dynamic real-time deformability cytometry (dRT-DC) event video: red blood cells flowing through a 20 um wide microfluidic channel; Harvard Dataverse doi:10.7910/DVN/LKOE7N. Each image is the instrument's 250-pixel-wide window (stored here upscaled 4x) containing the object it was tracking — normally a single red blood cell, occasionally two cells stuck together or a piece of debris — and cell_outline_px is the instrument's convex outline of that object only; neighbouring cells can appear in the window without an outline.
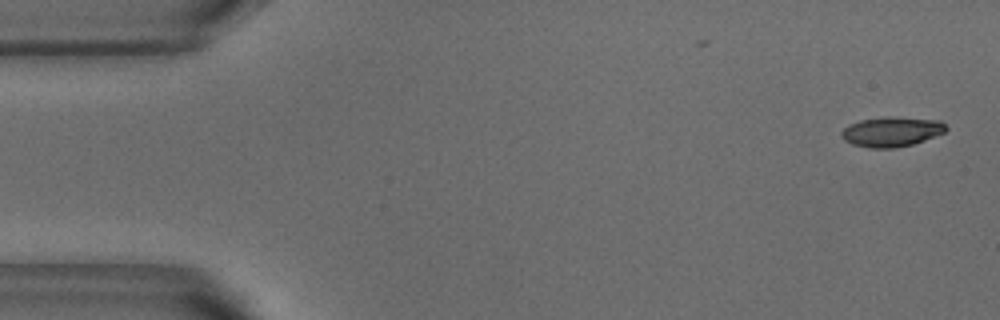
{"species": "common noctule bat (a hibernating species)", "species_latin": "Nyctalus noctula", "temperature_condition": "warm", "stored_images_in_passage": 52, "camera_frame_rate_fps": 3000, "um_per_image_px": 0.085, "animal": {"sex": "male", "body_mass_g": 18.8}, "frame": {"image": 1, "passage_image": 1, "time_ms": 0.0, "image_size_px": [1000, 320], "cell_outline_px": [[948, 128], [944, 132], [924, 140], [912, 144], [892, 148], [868, 148], [852, 144], [844, 140], [840, 136], [840, 132], [848, 124], [860, 120], [884, 116], [892, 116], [940, 120]], "centroid_in_image_um": [75.74, 11.18], "position_along_channel_um": 9.3, "area_um2": 18.32}}
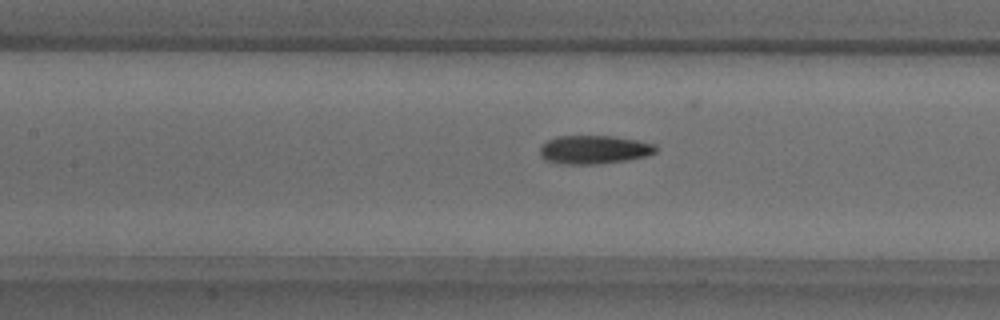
{"frame": {"image": 2, "passage_image": 22, "time_ms": 7.0, "image_size_px": [1000, 320], "cell_outline_px": [[660, 148], [656, 152], [648, 156], [628, 160], [596, 164], [560, 164], [544, 160], [540, 156], [540, 144], [556, 136], [612, 136], [636, 140], [656, 144]], "centroid_in_image_um": [50.5, 12.72], "position_along_channel_um": 156.9, "area_um2": 19.59}}
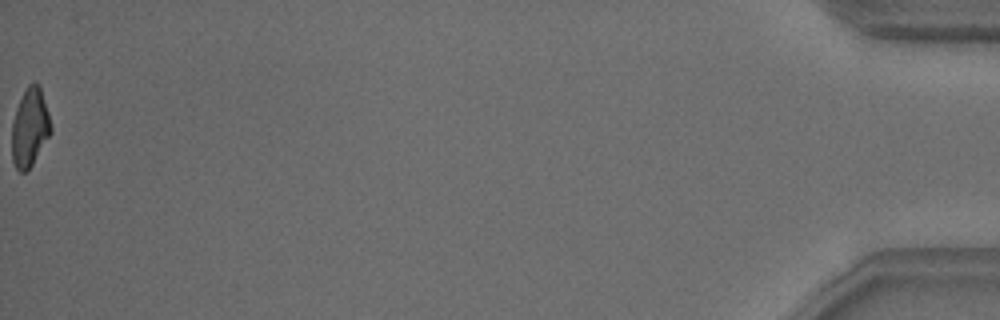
{"frame": {"image": 3, "passage_image": 52, "time_ms": 17.0, "image_size_px": [1000, 320], "cell_outline_px": [[52, 132], [32, 164], [24, 172], [20, 172], [16, 168], [12, 160], [12, 120], [16, 108], [28, 84], [40, 84], [48, 112], [52, 128]], "centroid_in_image_um": [2.54, 10.84], "position_along_channel_um": 432.7, "area_um2": 17.69}, "authors_computed_cell_mechanics": {"area_um2": 18.9006, "velocity_mm_per_s": 3.8135, "shape_relaxation_time_tau1_ms": 5.773, "shape_relaxation_time_tau2_ms": 1.4997, "deformation_change_tau1": 0.1826, "deformation_change_tau2": 0.083}}